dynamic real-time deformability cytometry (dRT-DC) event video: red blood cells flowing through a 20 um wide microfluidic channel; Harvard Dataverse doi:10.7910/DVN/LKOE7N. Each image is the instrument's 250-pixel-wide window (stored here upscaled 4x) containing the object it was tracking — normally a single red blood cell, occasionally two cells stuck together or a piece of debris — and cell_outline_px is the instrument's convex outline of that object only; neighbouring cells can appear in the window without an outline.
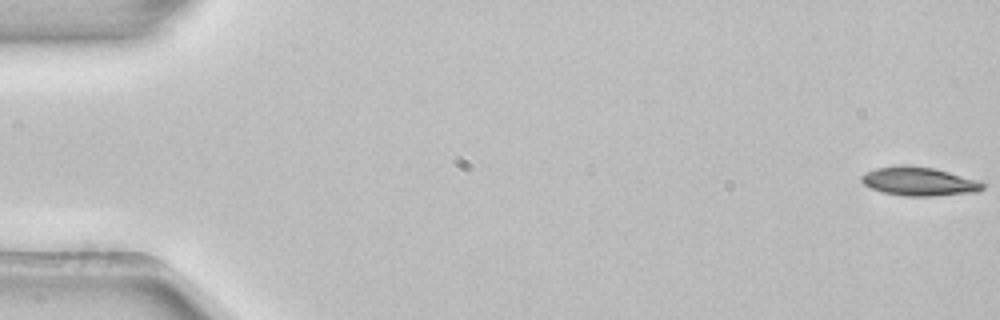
{"species": "common noctule bat (a hibernating species)", "species_latin": "Nyctalus noctula", "temperature_condition": "room temperature", "stored_images_in_passage": 4, "camera_frame_rate_fps": 3000, "um_per_image_px": 0.085, "animal": {"sex": "female", "body_mass_g": 22.7, "forearm_length_mm": 54.2}, "frame": {"image": 1, "passage_image": 1, "time_ms": 0.0, "image_size_px": [1000, 320], "cell_outline_px": [[984, 188], [980, 192], [936, 196], [904, 196], [884, 192], [872, 188], [864, 184], [860, 180], [860, 176], [864, 172], [876, 168], [932, 168], [980, 180], [984, 184]], "centroid_in_image_um": [78.19, 15.47], "position_along_channel_um": 6.8, "area_um2": 19.65}}
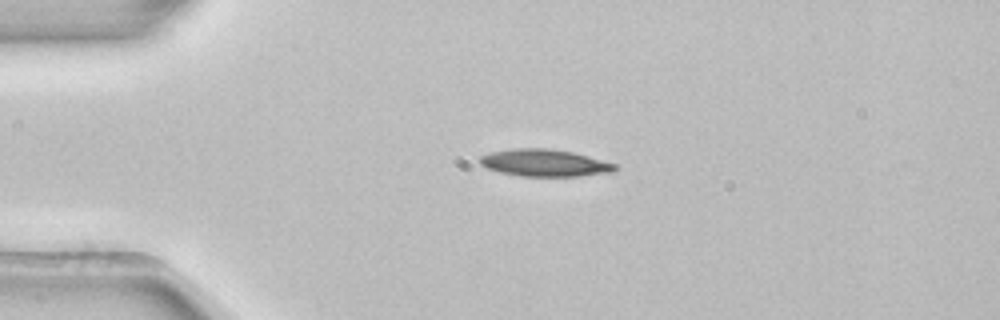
{"frame": {"image": 2, "passage_image": 3, "time_ms": 0.667, "image_size_px": [1000, 320], "cell_outline_px": [[620, 168], [616, 172], [580, 176], [520, 176], [500, 172], [488, 168], [480, 164], [480, 156], [492, 152], [512, 148], [548, 148], [572, 152], [588, 156], [616, 164]], "centroid_in_image_um": [46.34, 13.85], "position_along_channel_um": 38.7, "area_um2": 21.44}}
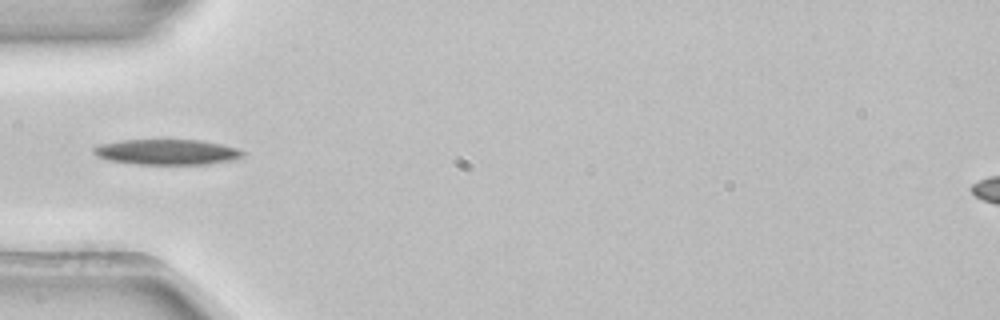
{"frame": {"image": 3, "passage_image": 4, "time_ms": 1.0, "image_size_px": [1000, 320], "cell_outline_px": [[244, 156], [232, 160], [208, 164], [136, 164], [108, 160], [92, 152], [92, 148], [96, 144], [120, 140], [200, 140], [220, 144], [236, 148], [244, 152]], "centroid_in_image_um": [14.15, 12.92], "position_along_channel_um": 70.8, "area_um2": 22.08}}